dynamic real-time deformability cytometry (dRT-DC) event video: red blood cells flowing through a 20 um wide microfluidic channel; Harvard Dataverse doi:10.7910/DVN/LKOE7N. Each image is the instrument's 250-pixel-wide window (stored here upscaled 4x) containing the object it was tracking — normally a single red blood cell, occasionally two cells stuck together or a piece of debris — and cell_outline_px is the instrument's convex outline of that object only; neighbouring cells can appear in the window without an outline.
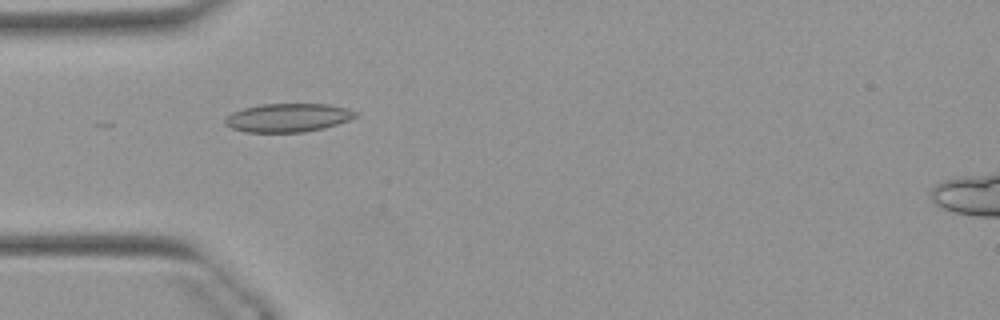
{"species": "Egyptian fruit bat (a non-hibernating species)", "species_latin": "Rousettus aegyptiacus", "temperature_condition": "warm", "stored_images_in_passage": 11, "camera_frame_rate_fps": 3000, "um_per_image_px": 0.085, "animal": {"sex": "female"}, "frame": {"image": 1, "passage_image": 5, "time_ms": 1.333, "image_size_px": [1000, 320], "cell_outline_px": [[360, 116], [324, 128], [304, 132], [244, 132], [232, 128], [224, 124], [224, 120], [232, 112], [244, 108], [260, 104], [328, 104], [348, 108], [360, 112]], "centroid_in_image_um": [24.51, 10.0], "position_along_channel_um": 60.5, "area_um2": 21.85}}
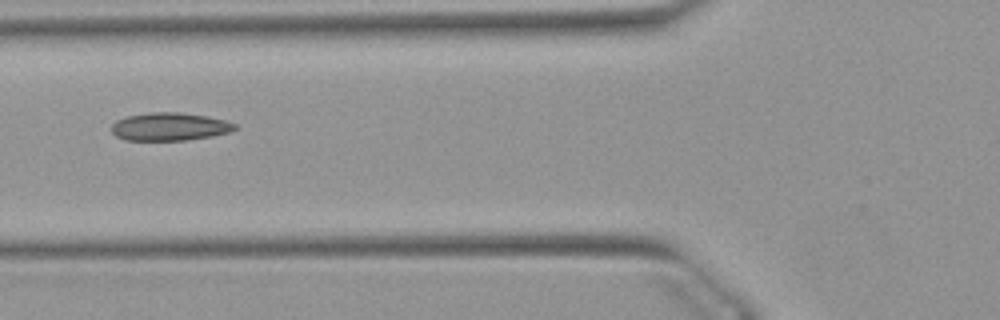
{"frame": {"image": 2, "passage_image": 9, "time_ms": 2.667, "image_size_px": [1000, 320], "cell_outline_px": [[236, 128], [232, 132], [212, 136], [188, 140], [124, 140], [116, 136], [112, 132], [112, 124], [116, 120], [124, 116], [148, 112], [180, 112], [208, 116], [224, 120], [236, 124]], "centroid_in_image_um": [14.41, 10.76], "position_along_channel_um": 111.4, "area_um2": 20.35}}